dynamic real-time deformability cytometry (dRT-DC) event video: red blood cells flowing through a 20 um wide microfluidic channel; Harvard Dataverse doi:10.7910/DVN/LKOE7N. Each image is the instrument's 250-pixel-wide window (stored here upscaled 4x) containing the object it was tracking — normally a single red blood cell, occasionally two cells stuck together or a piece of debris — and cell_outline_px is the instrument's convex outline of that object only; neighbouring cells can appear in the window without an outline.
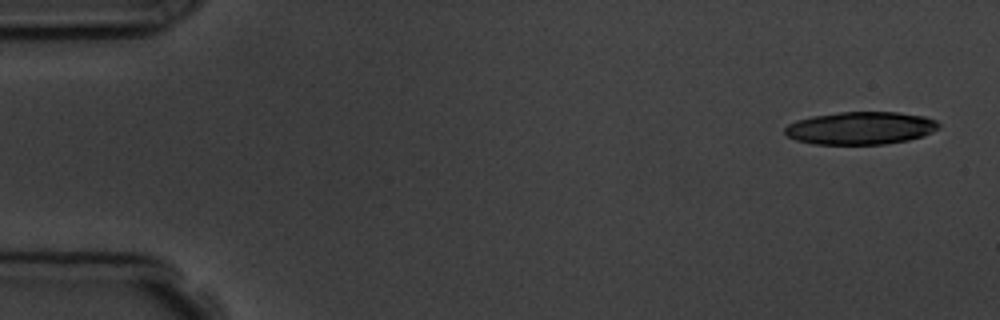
{"species": "common noctule bat (a hibernating species)", "species_latin": "Nyctalus noctula", "temperature_condition": "room temperature", "stored_images_in_passage": 15, "camera_frame_rate_fps": 3000, "um_per_image_px": 0.085, "animal": {"sex": "male", "body_mass_g": 19.5, "forearm_length_mm": 54.6}, "frame": {"image": 1, "passage_image": 1, "time_ms": 0.0, "image_size_px": [1000, 320], "cell_outline_px": [[940, 124], [932, 132], [924, 136], [908, 140], [884, 144], [812, 144], [796, 140], [788, 136], [784, 132], [784, 128], [788, 124], [796, 120], [812, 116], [840, 112], [896, 112], [924, 116], [936, 120]], "centroid_in_image_um": [73.13, 10.89], "position_along_channel_um": 11.9, "area_um2": 29.36}, "authors_computed_cell_mechanics": {"area_um2": 25.2008, "velocity_mm_per_s": 3.7429, "shape_relaxation_time_tau1_ms": 3.243, "shape_relaxation_time_tau2_ms": 2.9482, "deformation_change_tau1": 0.1363, "deformation_change_tau2": 0.0981}}